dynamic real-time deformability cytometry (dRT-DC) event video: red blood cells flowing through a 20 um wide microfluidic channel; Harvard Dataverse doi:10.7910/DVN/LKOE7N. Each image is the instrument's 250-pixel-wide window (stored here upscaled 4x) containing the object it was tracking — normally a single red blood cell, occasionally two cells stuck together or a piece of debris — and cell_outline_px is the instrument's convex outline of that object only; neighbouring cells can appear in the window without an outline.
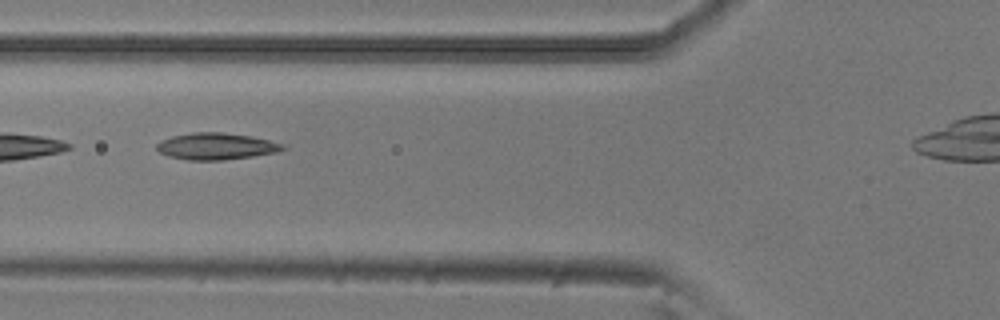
{"species": "common noctule bat (a hibernating species)", "species_latin": "Nyctalus noctula", "temperature_condition": "room temperature", "stored_images_in_passage": 8, "camera_frame_rate_fps": 3000, "um_per_image_px": 0.085, "animal": {"sex": "male", "body_mass_g": 20.5, "forearm_length_mm": 52.5}, "frame": {"image": 1, "passage_image": 5, "time_ms": 1.333, "image_size_px": [1000, 320], "cell_outline_px": [[288, 148], [276, 152], [252, 156], [224, 160], [188, 160], [168, 156], [160, 152], [156, 148], [156, 144], [160, 140], [172, 136], [192, 132], [220, 132], [252, 136], [284, 144]], "centroid_in_image_um": [18.36, 12.43], "position_along_channel_um": 107.4, "area_um2": 19.65}}
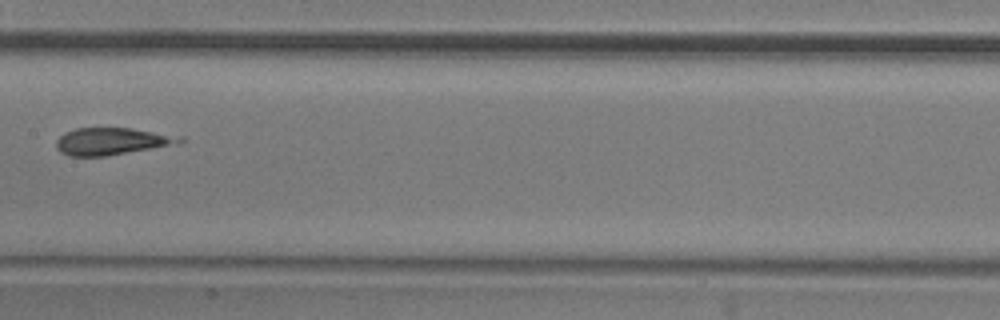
{"frame": {"image": 2, "passage_image": 7, "time_ms": 2.0, "image_size_px": [1000, 320], "cell_outline_px": [[184, 140], [180, 144], [104, 156], [68, 156], [60, 152], [56, 148], [56, 140], [64, 132], [76, 128], [128, 128], [184, 136]], "centroid_in_image_um": [9.52, 12.01], "position_along_channel_um": 197.9, "area_um2": 19.65}}
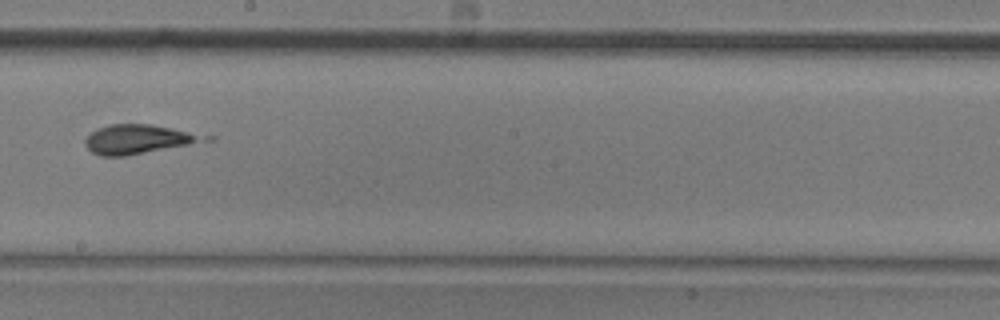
{"frame": {"image": 3, "passage_image": 8, "time_ms": 2.333, "image_size_px": [1000, 320], "cell_outline_px": [[196, 140], [188, 144], [124, 156], [100, 156], [92, 152], [84, 144], [84, 140], [96, 128], [112, 124], [152, 124], [184, 132], [192, 136]], "centroid_in_image_um": [11.38, 11.84], "position_along_channel_um": 236.8, "area_um2": 18.73}}